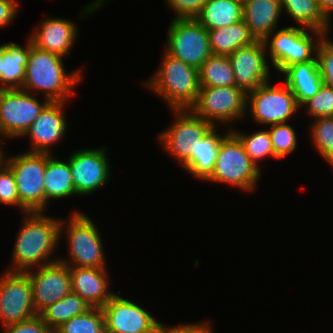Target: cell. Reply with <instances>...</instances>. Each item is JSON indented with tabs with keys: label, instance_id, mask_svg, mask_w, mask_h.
Instances as JSON below:
<instances>
[{
	"label": "cell",
	"instance_id": "d4e9b609",
	"mask_svg": "<svg viewBox=\"0 0 333 333\" xmlns=\"http://www.w3.org/2000/svg\"><path fill=\"white\" fill-rule=\"evenodd\" d=\"M195 20L207 30L231 26L243 20V3L238 0H208Z\"/></svg>",
	"mask_w": 333,
	"mask_h": 333
},
{
	"label": "cell",
	"instance_id": "ab89813d",
	"mask_svg": "<svg viewBox=\"0 0 333 333\" xmlns=\"http://www.w3.org/2000/svg\"><path fill=\"white\" fill-rule=\"evenodd\" d=\"M3 333H53L40 315L1 328Z\"/></svg>",
	"mask_w": 333,
	"mask_h": 333
},
{
	"label": "cell",
	"instance_id": "277c9868",
	"mask_svg": "<svg viewBox=\"0 0 333 333\" xmlns=\"http://www.w3.org/2000/svg\"><path fill=\"white\" fill-rule=\"evenodd\" d=\"M66 220L60 221V240L65 233L69 256L68 259L59 258V261L68 266L107 268L102 234L96 223L78 210L73 211Z\"/></svg>",
	"mask_w": 333,
	"mask_h": 333
},
{
	"label": "cell",
	"instance_id": "8d00e7d4",
	"mask_svg": "<svg viewBox=\"0 0 333 333\" xmlns=\"http://www.w3.org/2000/svg\"><path fill=\"white\" fill-rule=\"evenodd\" d=\"M316 58L324 84L333 87V41L328 34H325L320 40Z\"/></svg>",
	"mask_w": 333,
	"mask_h": 333
},
{
	"label": "cell",
	"instance_id": "44dd1931",
	"mask_svg": "<svg viewBox=\"0 0 333 333\" xmlns=\"http://www.w3.org/2000/svg\"><path fill=\"white\" fill-rule=\"evenodd\" d=\"M283 75L284 83L289 87L301 107L306 101L314 97L324 84L318 66V61H307L287 67L278 78Z\"/></svg>",
	"mask_w": 333,
	"mask_h": 333
},
{
	"label": "cell",
	"instance_id": "cb8c5ba5",
	"mask_svg": "<svg viewBox=\"0 0 333 333\" xmlns=\"http://www.w3.org/2000/svg\"><path fill=\"white\" fill-rule=\"evenodd\" d=\"M52 153H46V168L44 173L45 211L49 200L64 199L76 196L69 160H59ZM57 158V159H56Z\"/></svg>",
	"mask_w": 333,
	"mask_h": 333
},
{
	"label": "cell",
	"instance_id": "8fae6325",
	"mask_svg": "<svg viewBox=\"0 0 333 333\" xmlns=\"http://www.w3.org/2000/svg\"><path fill=\"white\" fill-rule=\"evenodd\" d=\"M164 49L169 55L199 69L209 58L208 30L195 18L171 19Z\"/></svg>",
	"mask_w": 333,
	"mask_h": 333
},
{
	"label": "cell",
	"instance_id": "9c48e42d",
	"mask_svg": "<svg viewBox=\"0 0 333 333\" xmlns=\"http://www.w3.org/2000/svg\"><path fill=\"white\" fill-rule=\"evenodd\" d=\"M49 102L23 89L0 90V140L22 138Z\"/></svg>",
	"mask_w": 333,
	"mask_h": 333
},
{
	"label": "cell",
	"instance_id": "9a60e30c",
	"mask_svg": "<svg viewBox=\"0 0 333 333\" xmlns=\"http://www.w3.org/2000/svg\"><path fill=\"white\" fill-rule=\"evenodd\" d=\"M24 272L31 284L34 308L38 315L72 291L69 266L60 261Z\"/></svg>",
	"mask_w": 333,
	"mask_h": 333
},
{
	"label": "cell",
	"instance_id": "7c38bea8",
	"mask_svg": "<svg viewBox=\"0 0 333 333\" xmlns=\"http://www.w3.org/2000/svg\"><path fill=\"white\" fill-rule=\"evenodd\" d=\"M37 315L28 275L22 271H3L0 276L1 327L16 324Z\"/></svg>",
	"mask_w": 333,
	"mask_h": 333
},
{
	"label": "cell",
	"instance_id": "ffe728a7",
	"mask_svg": "<svg viewBox=\"0 0 333 333\" xmlns=\"http://www.w3.org/2000/svg\"><path fill=\"white\" fill-rule=\"evenodd\" d=\"M281 16L280 0H246L243 3V20L256 40L264 41L277 30Z\"/></svg>",
	"mask_w": 333,
	"mask_h": 333
},
{
	"label": "cell",
	"instance_id": "3957f363",
	"mask_svg": "<svg viewBox=\"0 0 333 333\" xmlns=\"http://www.w3.org/2000/svg\"><path fill=\"white\" fill-rule=\"evenodd\" d=\"M161 64L145 87L154 91L171 109H189L197 100L200 84L198 69L164 51Z\"/></svg>",
	"mask_w": 333,
	"mask_h": 333
},
{
	"label": "cell",
	"instance_id": "ac0fdd59",
	"mask_svg": "<svg viewBox=\"0 0 333 333\" xmlns=\"http://www.w3.org/2000/svg\"><path fill=\"white\" fill-rule=\"evenodd\" d=\"M72 22L68 19L52 16L42 20L37 29H34V32L29 36L32 45L62 57L71 54L70 51L79 35L77 24Z\"/></svg>",
	"mask_w": 333,
	"mask_h": 333
},
{
	"label": "cell",
	"instance_id": "7bdbcfd3",
	"mask_svg": "<svg viewBox=\"0 0 333 333\" xmlns=\"http://www.w3.org/2000/svg\"><path fill=\"white\" fill-rule=\"evenodd\" d=\"M321 11L330 20H332L333 13V0H317Z\"/></svg>",
	"mask_w": 333,
	"mask_h": 333
},
{
	"label": "cell",
	"instance_id": "8992f818",
	"mask_svg": "<svg viewBox=\"0 0 333 333\" xmlns=\"http://www.w3.org/2000/svg\"><path fill=\"white\" fill-rule=\"evenodd\" d=\"M5 164L14 174L21 212H45L46 153L20 152L7 156Z\"/></svg>",
	"mask_w": 333,
	"mask_h": 333
},
{
	"label": "cell",
	"instance_id": "ba28073f",
	"mask_svg": "<svg viewBox=\"0 0 333 333\" xmlns=\"http://www.w3.org/2000/svg\"><path fill=\"white\" fill-rule=\"evenodd\" d=\"M246 103L247 94L237 86L200 87L198 98L189 109L214 126L227 123L231 129L230 123L247 116Z\"/></svg>",
	"mask_w": 333,
	"mask_h": 333
},
{
	"label": "cell",
	"instance_id": "d590c367",
	"mask_svg": "<svg viewBox=\"0 0 333 333\" xmlns=\"http://www.w3.org/2000/svg\"><path fill=\"white\" fill-rule=\"evenodd\" d=\"M312 119L333 117V87L323 84L319 92L302 106Z\"/></svg>",
	"mask_w": 333,
	"mask_h": 333
},
{
	"label": "cell",
	"instance_id": "7402d4cb",
	"mask_svg": "<svg viewBox=\"0 0 333 333\" xmlns=\"http://www.w3.org/2000/svg\"><path fill=\"white\" fill-rule=\"evenodd\" d=\"M30 48L29 37L24 47L15 42L0 45V90L22 88Z\"/></svg>",
	"mask_w": 333,
	"mask_h": 333
},
{
	"label": "cell",
	"instance_id": "4dcf8cb0",
	"mask_svg": "<svg viewBox=\"0 0 333 333\" xmlns=\"http://www.w3.org/2000/svg\"><path fill=\"white\" fill-rule=\"evenodd\" d=\"M324 35L325 33L317 30L292 26L291 65L317 61V47Z\"/></svg>",
	"mask_w": 333,
	"mask_h": 333
},
{
	"label": "cell",
	"instance_id": "30bf717a",
	"mask_svg": "<svg viewBox=\"0 0 333 333\" xmlns=\"http://www.w3.org/2000/svg\"><path fill=\"white\" fill-rule=\"evenodd\" d=\"M283 84L274 86L268 81L247 93L246 112L250 113L258 125L287 123L290 117L301 110L292 91Z\"/></svg>",
	"mask_w": 333,
	"mask_h": 333
},
{
	"label": "cell",
	"instance_id": "52a82bcc",
	"mask_svg": "<svg viewBox=\"0 0 333 333\" xmlns=\"http://www.w3.org/2000/svg\"><path fill=\"white\" fill-rule=\"evenodd\" d=\"M175 119L166 130L157 136L158 144L184 166L195 153L198 141L214 126L211 122L196 116L190 109H171Z\"/></svg>",
	"mask_w": 333,
	"mask_h": 333
},
{
	"label": "cell",
	"instance_id": "4fadbf2b",
	"mask_svg": "<svg viewBox=\"0 0 333 333\" xmlns=\"http://www.w3.org/2000/svg\"><path fill=\"white\" fill-rule=\"evenodd\" d=\"M108 147L78 149L68 157L77 196H86L100 190L110 181Z\"/></svg>",
	"mask_w": 333,
	"mask_h": 333
},
{
	"label": "cell",
	"instance_id": "d6986e66",
	"mask_svg": "<svg viewBox=\"0 0 333 333\" xmlns=\"http://www.w3.org/2000/svg\"><path fill=\"white\" fill-rule=\"evenodd\" d=\"M107 270L69 266L72 292L78 294L90 307L102 308L115 294L110 292Z\"/></svg>",
	"mask_w": 333,
	"mask_h": 333
},
{
	"label": "cell",
	"instance_id": "836d02e7",
	"mask_svg": "<svg viewBox=\"0 0 333 333\" xmlns=\"http://www.w3.org/2000/svg\"><path fill=\"white\" fill-rule=\"evenodd\" d=\"M310 134L312 144L318 154L330 166H333V117L314 119L310 126Z\"/></svg>",
	"mask_w": 333,
	"mask_h": 333
},
{
	"label": "cell",
	"instance_id": "5b68a950",
	"mask_svg": "<svg viewBox=\"0 0 333 333\" xmlns=\"http://www.w3.org/2000/svg\"><path fill=\"white\" fill-rule=\"evenodd\" d=\"M262 171L252 162L240 140L230 132L220 143L208 182L226 183L246 192L257 187Z\"/></svg>",
	"mask_w": 333,
	"mask_h": 333
},
{
	"label": "cell",
	"instance_id": "f546056e",
	"mask_svg": "<svg viewBox=\"0 0 333 333\" xmlns=\"http://www.w3.org/2000/svg\"><path fill=\"white\" fill-rule=\"evenodd\" d=\"M263 43L267 58L270 57V66L272 65L275 71L281 74L291 66L292 25L273 31Z\"/></svg>",
	"mask_w": 333,
	"mask_h": 333
},
{
	"label": "cell",
	"instance_id": "d6a6232c",
	"mask_svg": "<svg viewBox=\"0 0 333 333\" xmlns=\"http://www.w3.org/2000/svg\"><path fill=\"white\" fill-rule=\"evenodd\" d=\"M53 333H106L102 309L91 307L85 313L62 323Z\"/></svg>",
	"mask_w": 333,
	"mask_h": 333
},
{
	"label": "cell",
	"instance_id": "ee69618b",
	"mask_svg": "<svg viewBox=\"0 0 333 333\" xmlns=\"http://www.w3.org/2000/svg\"><path fill=\"white\" fill-rule=\"evenodd\" d=\"M2 140H0V168L5 164V162H6V156L7 155H5V154H8V153H6V151L4 152L3 151V145H2Z\"/></svg>",
	"mask_w": 333,
	"mask_h": 333
},
{
	"label": "cell",
	"instance_id": "f35d334b",
	"mask_svg": "<svg viewBox=\"0 0 333 333\" xmlns=\"http://www.w3.org/2000/svg\"><path fill=\"white\" fill-rule=\"evenodd\" d=\"M175 13L174 19L195 18L208 0H164Z\"/></svg>",
	"mask_w": 333,
	"mask_h": 333
},
{
	"label": "cell",
	"instance_id": "1f68e13d",
	"mask_svg": "<svg viewBox=\"0 0 333 333\" xmlns=\"http://www.w3.org/2000/svg\"><path fill=\"white\" fill-rule=\"evenodd\" d=\"M237 129H230V131L240 140L245 152L248 154L252 162L260 169L259 160L271 157L278 159L274 154L272 141L269 130H259L251 135H247L244 132L235 131Z\"/></svg>",
	"mask_w": 333,
	"mask_h": 333
},
{
	"label": "cell",
	"instance_id": "603a6c76",
	"mask_svg": "<svg viewBox=\"0 0 333 333\" xmlns=\"http://www.w3.org/2000/svg\"><path fill=\"white\" fill-rule=\"evenodd\" d=\"M217 129V125L213 126L198 141L195 153H191L190 160L183 166V169L194 178L206 181L214 170L216 158L220 150V143L231 132L228 127V131L224 132V135H221Z\"/></svg>",
	"mask_w": 333,
	"mask_h": 333
},
{
	"label": "cell",
	"instance_id": "e575fe53",
	"mask_svg": "<svg viewBox=\"0 0 333 333\" xmlns=\"http://www.w3.org/2000/svg\"><path fill=\"white\" fill-rule=\"evenodd\" d=\"M274 154L278 159L287 157L296 150L298 137L291 124L279 123L269 129Z\"/></svg>",
	"mask_w": 333,
	"mask_h": 333
},
{
	"label": "cell",
	"instance_id": "7a4b0ae2",
	"mask_svg": "<svg viewBox=\"0 0 333 333\" xmlns=\"http://www.w3.org/2000/svg\"><path fill=\"white\" fill-rule=\"evenodd\" d=\"M64 57L38 49L31 42L25 79L21 89L30 93L39 91L50 102H66L75 96L74 88L82 79L81 70L67 71Z\"/></svg>",
	"mask_w": 333,
	"mask_h": 333
},
{
	"label": "cell",
	"instance_id": "74e56055",
	"mask_svg": "<svg viewBox=\"0 0 333 333\" xmlns=\"http://www.w3.org/2000/svg\"><path fill=\"white\" fill-rule=\"evenodd\" d=\"M19 207L18 190L12 170L4 164L0 168V204Z\"/></svg>",
	"mask_w": 333,
	"mask_h": 333
},
{
	"label": "cell",
	"instance_id": "f1b7e54d",
	"mask_svg": "<svg viewBox=\"0 0 333 333\" xmlns=\"http://www.w3.org/2000/svg\"><path fill=\"white\" fill-rule=\"evenodd\" d=\"M91 307L76 293L70 292L60 301L46 307L39 315L54 331L74 316L85 313Z\"/></svg>",
	"mask_w": 333,
	"mask_h": 333
},
{
	"label": "cell",
	"instance_id": "6da1fadb",
	"mask_svg": "<svg viewBox=\"0 0 333 333\" xmlns=\"http://www.w3.org/2000/svg\"><path fill=\"white\" fill-rule=\"evenodd\" d=\"M22 221L12 249L13 263L6 270L24 272L59 261V257L52 259L51 256L61 242V219L47 216L45 212H26Z\"/></svg>",
	"mask_w": 333,
	"mask_h": 333
},
{
	"label": "cell",
	"instance_id": "b9f144b4",
	"mask_svg": "<svg viewBox=\"0 0 333 333\" xmlns=\"http://www.w3.org/2000/svg\"><path fill=\"white\" fill-rule=\"evenodd\" d=\"M19 0H0V28H5L17 18Z\"/></svg>",
	"mask_w": 333,
	"mask_h": 333
},
{
	"label": "cell",
	"instance_id": "5bb4252c",
	"mask_svg": "<svg viewBox=\"0 0 333 333\" xmlns=\"http://www.w3.org/2000/svg\"><path fill=\"white\" fill-rule=\"evenodd\" d=\"M115 293L101 308L106 333H157L159 322L143 306Z\"/></svg>",
	"mask_w": 333,
	"mask_h": 333
},
{
	"label": "cell",
	"instance_id": "e0dca14e",
	"mask_svg": "<svg viewBox=\"0 0 333 333\" xmlns=\"http://www.w3.org/2000/svg\"><path fill=\"white\" fill-rule=\"evenodd\" d=\"M67 102H49L23 135L28 136L31 148L27 152L52 153V146L64 138L67 130L64 105ZM51 148V149H50Z\"/></svg>",
	"mask_w": 333,
	"mask_h": 333
},
{
	"label": "cell",
	"instance_id": "484cf974",
	"mask_svg": "<svg viewBox=\"0 0 333 333\" xmlns=\"http://www.w3.org/2000/svg\"><path fill=\"white\" fill-rule=\"evenodd\" d=\"M208 37L211 53L223 56H229L236 49L257 41L244 20L231 26L208 30Z\"/></svg>",
	"mask_w": 333,
	"mask_h": 333
},
{
	"label": "cell",
	"instance_id": "2e32d148",
	"mask_svg": "<svg viewBox=\"0 0 333 333\" xmlns=\"http://www.w3.org/2000/svg\"><path fill=\"white\" fill-rule=\"evenodd\" d=\"M234 72L236 86L246 94L270 81V68L263 41L236 49L228 56Z\"/></svg>",
	"mask_w": 333,
	"mask_h": 333
},
{
	"label": "cell",
	"instance_id": "83f0119b",
	"mask_svg": "<svg viewBox=\"0 0 333 333\" xmlns=\"http://www.w3.org/2000/svg\"><path fill=\"white\" fill-rule=\"evenodd\" d=\"M200 87L236 86L232 63L228 56L211 54L198 69Z\"/></svg>",
	"mask_w": 333,
	"mask_h": 333
},
{
	"label": "cell",
	"instance_id": "60d3db41",
	"mask_svg": "<svg viewBox=\"0 0 333 333\" xmlns=\"http://www.w3.org/2000/svg\"><path fill=\"white\" fill-rule=\"evenodd\" d=\"M214 326L210 320L197 322V323H186L180 324L174 327H167L161 324L157 333H214Z\"/></svg>",
	"mask_w": 333,
	"mask_h": 333
},
{
	"label": "cell",
	"instance_id": "4316f807",
	"mask_svg": "<svg viewBox=\"0 0 333 333\" xmlns=\"http://www.w3.org/2000/svg\"><path fill=\"white\" fill-rule=\"evenodd\" d=\"M280 5L282 13L285 11L300 27L325 34L331 31V20L321 11L317 0H280Z\"/></svg>",
	"mask_w": 333,
	"mask_h": 333
}]
</instances>
